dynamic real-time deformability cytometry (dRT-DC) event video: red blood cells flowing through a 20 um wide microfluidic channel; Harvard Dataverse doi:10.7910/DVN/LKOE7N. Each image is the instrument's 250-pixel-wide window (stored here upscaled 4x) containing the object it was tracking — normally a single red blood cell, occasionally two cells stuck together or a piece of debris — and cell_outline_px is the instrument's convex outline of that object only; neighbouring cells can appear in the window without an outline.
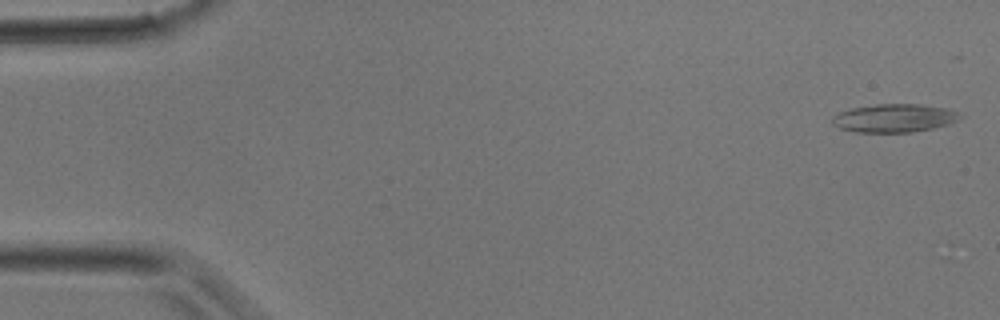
{"species": "common noctule bat (a hibernating species)", "species_latin": "Nyctalus noctula", "temperature_condition": "room temperature", "stored_images_in_passage": 16, "camera_frame_rate_fps": 3000, "um_per_image_px": 0.085, "animal": {"sex": "male", "body_mass_g": 17.9}, "frame": {"image": 1, "passage_image": 1, "time_ms": 0.0, "image_size_px": [1000, 320], "cell_outline_px": [[964, 116], [948, 124], [932, 128], [912, 132], [856, 132], [840, 128], [832, 124], [832, 116], [840, 112], [852, 108], [876, 104], [920, 104], [948, 108]], "centroid_in_image_um": [76.0, 10.03], "position_along_channel_um": 9.0, "area_um2": 20.98}}
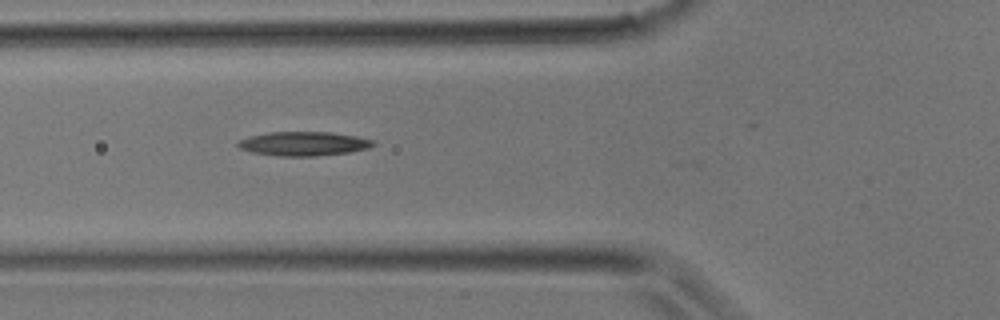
{"frame": {"image": 2, "passage_image": 13, "time_ms": 4.0, "image_size_px": [1000, 320], "cell_outline_px": [[376, 144], [368, 148], [348, 152], [316, 156], [280, 156], [252, 152], [240, 148], [236, 144], [240, 140], [248, 136], [268, 132], [332, 132], [356, 136], [376, 140]], "centroid_in_image_um": [25.83, 12.2], "position_along_channel_um": 100.0, "area_um2": 19.02}}
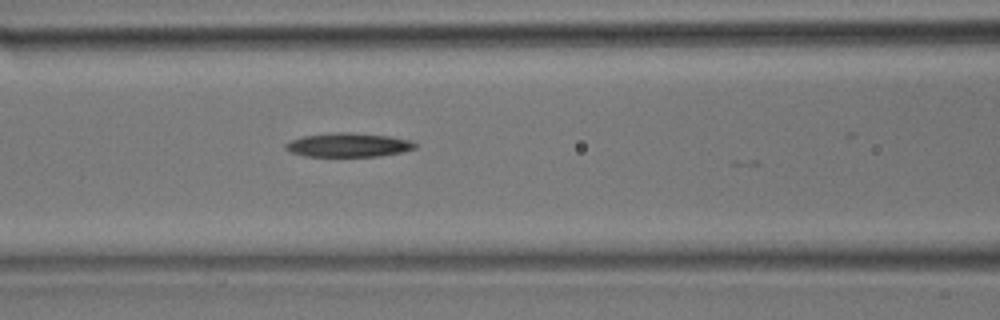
{"frame": {"image": 3, "passage_image": 15, "time_ms": 4.667, "image_size_px": [1000, 320], "cell_outline_px": [[416, 148], [404, 152], [380, 156], [304, 156], [292, 152], [284, 148], [284, 144], [292, 140], [304, 136], [336, 132], [348, 132], [388, 136], [408, 140], [416, 144]], "centroid_in_image_um": [29.61, 12.33], "position_along_channel_um": 137.0, "area_um2": 17.92}}